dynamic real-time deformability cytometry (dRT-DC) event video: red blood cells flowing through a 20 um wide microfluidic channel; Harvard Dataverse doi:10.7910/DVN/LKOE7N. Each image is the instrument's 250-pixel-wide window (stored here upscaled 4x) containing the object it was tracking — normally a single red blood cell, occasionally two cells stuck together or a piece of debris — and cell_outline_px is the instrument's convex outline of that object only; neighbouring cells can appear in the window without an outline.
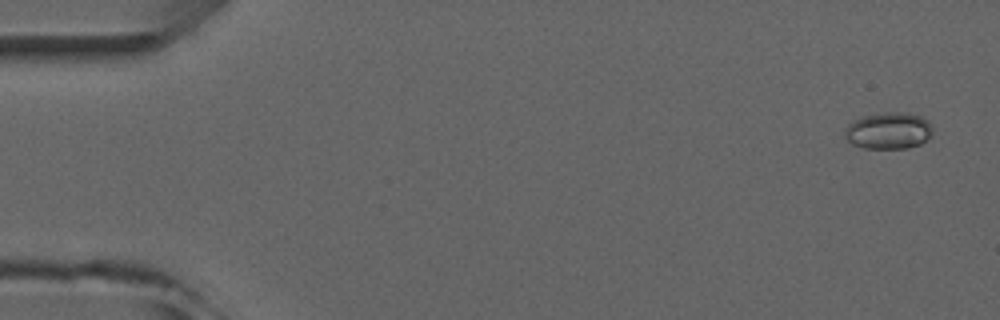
{"species": "common noctule bat (a hibernating species)", "species_latin": "Nyctalus noctula", "temperature_condition": "room temperature", "stored_images_in_passage": 4, "camera_frame_rate_fps": 3000, "um_per_image_px": 0.085, "animal": {"sex": "male", "forearm_length_mm": 52.5}, "frame": {"image": 1, "passage_image": 1, "time_ms": 0.0, "image_size_px": [1000, 320], "cell_outline_px": [[932, 136], [920, 144], [908, 148], [864, 148], [852, 144], [844, 136], [844, 132], [848, 124], [864, 116], [880, 112], [908, 112], [920, 116], [928, 120], [932, 128]], "centroid_in_image_um": [75.55, 11.1], "position_along_channel_um": 9.5, "area_um2": 18.9}}